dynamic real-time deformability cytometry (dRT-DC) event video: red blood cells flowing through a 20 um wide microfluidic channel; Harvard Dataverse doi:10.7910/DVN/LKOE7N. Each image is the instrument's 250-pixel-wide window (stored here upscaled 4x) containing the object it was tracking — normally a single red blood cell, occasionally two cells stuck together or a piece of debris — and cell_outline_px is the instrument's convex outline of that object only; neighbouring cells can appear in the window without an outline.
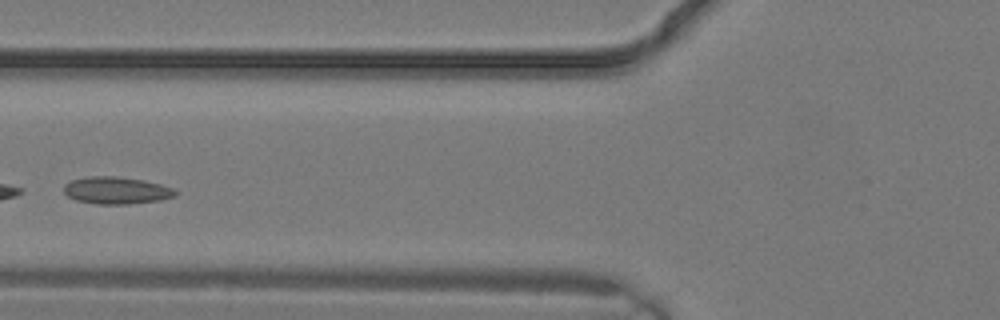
{"species": "common noctule bat (a hibernating species)", "species_latin": "Nyctalus noctula", "temperature_condition": "warm", "stored_images_in_passage": 24, "camera_frame_rate_fps": 3000, "um_per_image_px": 0.085, "animal": {"sex": "male", "body_mass_g": 19.2, "forearm_length_mm": 51.8}, "frame": {"image": 1, "passage_image": 8, "time_ms": 2.333, "image_size_px": [1000, 320], "cell_outline_px": [[180, 192], [176, 196], [160, 200], [128, 204], [96, 204], [76, 200], [68, 196], [64, 192], [64, 184], [72, 180], [92, 176], [116, 176], [144, 180], [160, 184], [172, 188]], "centroid_in_image_um": [9.92, 16.19], "position_along_channel_um": 115.9, "area_um2": 17.69}}
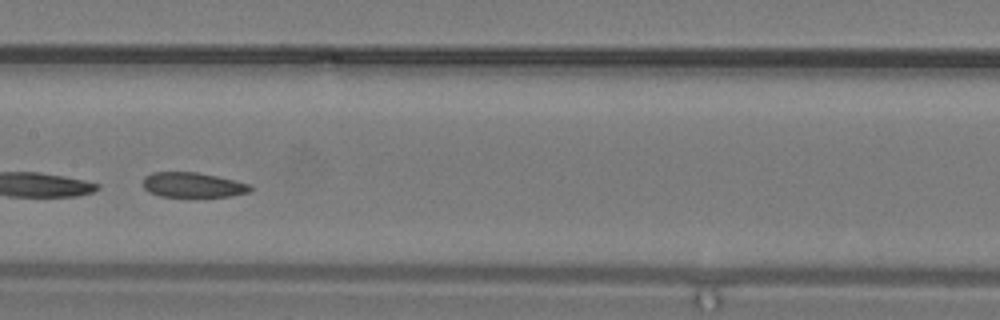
{"frame": {"image": 2, "passage_image": 11, "time_ms": 3.333, "image_size_px": [1000, 320], "cell_outline_px": [[252, 188], [248, 192], [228, 196], [160, 196], [148, 192], [144, 188], [144, 176], [152, 172], [196, 172], [236, 180], [252, 184]], "centroid_in_image_um": [16.39, 15.71], "position_along_channel_um": 191.0, "area_um2": 15.49}}